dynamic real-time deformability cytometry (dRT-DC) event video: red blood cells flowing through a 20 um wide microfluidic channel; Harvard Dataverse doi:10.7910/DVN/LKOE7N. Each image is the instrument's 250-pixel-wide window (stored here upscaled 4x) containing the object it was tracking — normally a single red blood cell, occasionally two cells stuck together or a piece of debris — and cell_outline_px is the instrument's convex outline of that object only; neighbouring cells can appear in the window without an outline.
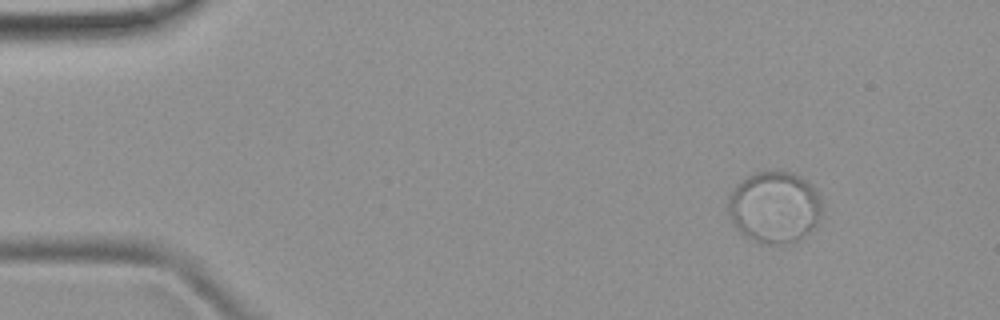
{"species": "common noctule bat (a hibernating species)", "species_latin": "Nyctalus noctula", "temperature_condition": "room temperature", "stored_images_in_passage": 51, "camera_frame_rate_fps": 3000, "um_per_image_px": 0.085, "animal": {"sex": "female", "body_mass_g": 19.9}, "frame": {"image": 1, "passage_image": 6, "time_ms": 1.667, "image_size_px": [1000, 320], "cell_outline_px": [[820, 212], [816, 224], [812, 228], [796, 240], [780, 244], [760, 244], [752, 240], [740, 232], [736, 228], [728, 212], [728, 196], [748, 176], [756, 172], [792, 172], [800, 176], [816, 188], [820, 196]], "centroid_in_image_um": [65.82, 17.61], "position_along_channel_um": 19.2, "area_um2": 38.61}}
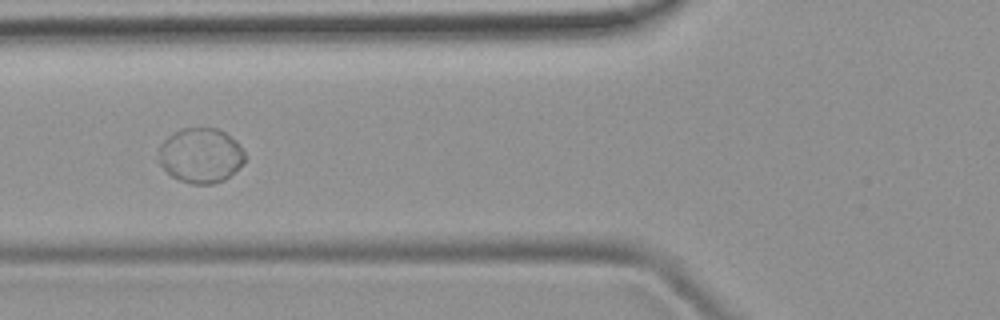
{"frame": {"image": 2, "passage_image": 20, "time_ms": 6.333, "image_size_px": [1000, 320], "cell_outline_px": [[244, 164], [224, 180], [212, 184], [192, 184], [180, 180], [172, 176], [160, 164], [160, 144], [168, 136], [180, 128], [216, 128], [224, 132], [236, 140], [240, 144], [244, 152]], "centroid_in_image_um": [17.08, 13.21], "position_along_channel_um": 108.7, "area_um2": 27.51}}
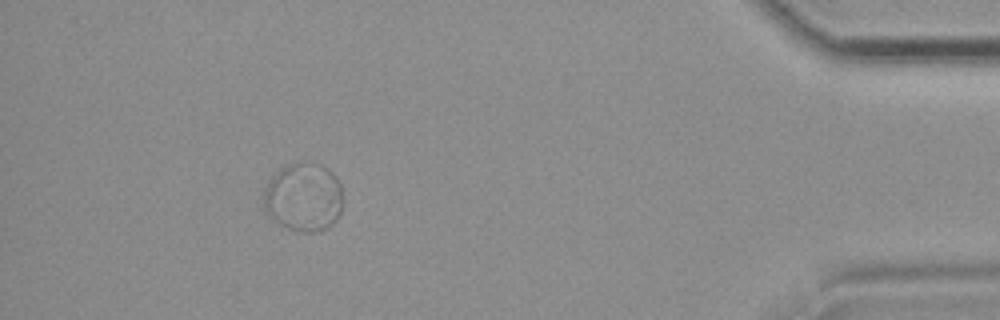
{"frame": {"image": 3, "passage_image": 47, "time_ms": 15.333, "image_size_px": [1000, 320], "cell_outline_px": [[340, 216], [328, 228], [316, 232], [304, 232], [288, 228], [272, 220], [268, 216], [264, 208], [264, 188], [268, 180], [280, 168], [288, 164], [316, 164], [328, 168], [336, 176], [340, 184]], "centroid_in_image_um": [25.77, 16.79], "position_along_channel_um": 409.4, "area_um2": 31.5}}